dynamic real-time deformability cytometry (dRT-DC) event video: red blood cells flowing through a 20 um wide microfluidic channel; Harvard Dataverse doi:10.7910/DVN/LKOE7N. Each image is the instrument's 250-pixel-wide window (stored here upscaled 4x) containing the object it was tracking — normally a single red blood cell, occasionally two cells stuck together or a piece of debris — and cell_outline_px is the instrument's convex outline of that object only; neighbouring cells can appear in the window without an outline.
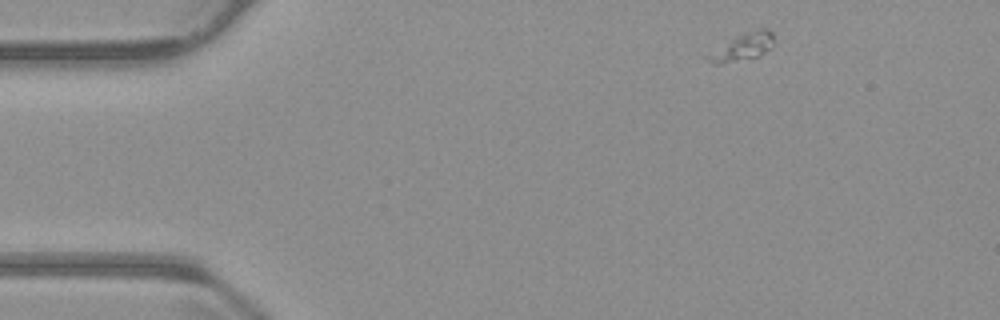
{"species": "common noctule bat (a hibernating species)", "species_latin": "Nyctalus noctula", "temperature_condition": "warm", "stored_images_in_passage": 49, "camera_frame_rate_fps": 3000, "um_per_image_px": 0.085, "animal": {"sex": "male", "body_mass_g": 23.1, "forearm_length_mm": 52.7}, "frame": {"image": 1, "passage_image": 1, "time_ms": 0.0, "image_size_px": [1000, 320], "cell_outline_px": [[772, 48], [756, 56], [720, 64], [712, 64], [700, 56], [736, 36], [744, 32], [760, 28], [768, 28], [772, 32]], "centroid_in_image_um": [63.01, 3.99], "position_along_channel_um": 22.0, "area_um2": 10.64}}
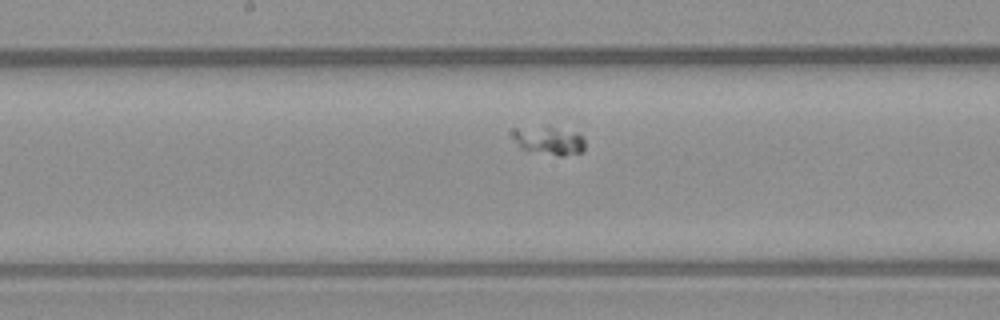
{"frame": {"image": 2, "passage_image": 22, "time_ms": 7.0, "image_size_px": [1000, 320], "cell_outline_px": [[584, 148], [580, 152], [560, 156], [520, 148], [512, 136], [512, 128], [552, 128], [576, 132], [584, 140]], "centroid_in_image_um": [46.64, 11.96], "position_along_channel_um": 201.6, "area_um2": 11.33}}
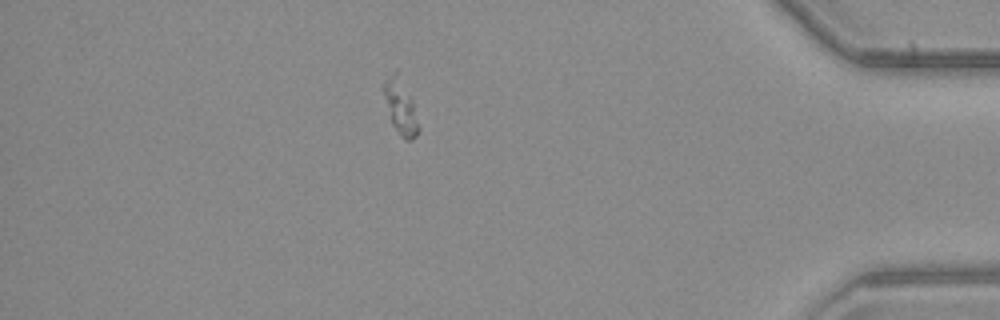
{"frame": {"image": 3, "passage_image": 42, "time_ms": 13.667, "image_size_px": [1000, 320], "cell_outline_px": [[420, 128], [416, 136], [408, 140], [404, 140], [400, 136], [392, 124], [380, 84], [396, 72], [412, 100]], "centroid_in_image_um": [34.03, 9.15], "position_along_channel_um": 401.2, "area_um2": 10.81}}